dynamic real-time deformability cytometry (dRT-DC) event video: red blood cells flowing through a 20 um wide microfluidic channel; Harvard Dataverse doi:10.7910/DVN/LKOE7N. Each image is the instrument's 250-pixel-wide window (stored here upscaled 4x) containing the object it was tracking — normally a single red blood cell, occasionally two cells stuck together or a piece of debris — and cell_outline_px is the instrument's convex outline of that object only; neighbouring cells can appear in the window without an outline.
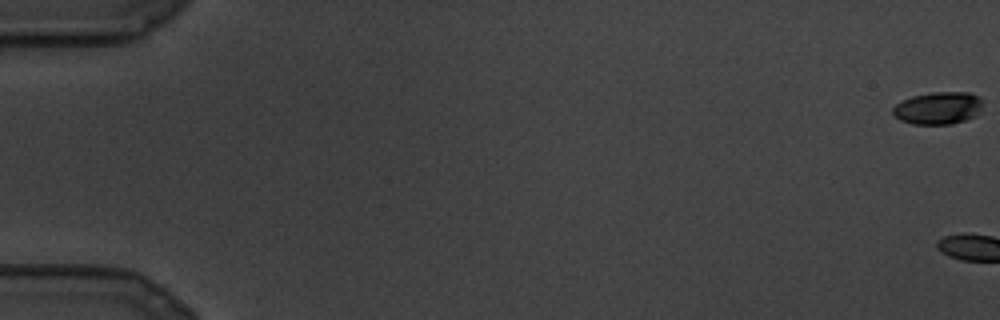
{"species": "common noctule bat (a hibernating species)", "species_latin": "Nyctalus noctula", "temperature_condition": "cold", "stored_images_in_passage": 13, "camera_frame_rate_fps": 3000, "um_per_image_px": 0.085, "animal": {"sex": "male", "body_mass_g": 19.5, "forearm_length_mm": 54.6}, "frame": {"image": 1, "passage_image": 1, "time_ms": 0.0, "image_size_px": [1000, 320], "cell_outline_px": [[984, 100], [980, 112], [976, 116], [968, 120], [952, 124], [912, 124], [900, 120], [892, 112], [892, 108], [896, 104], [912, 96], [932, 92], [968, 92]], "centroid_in_image_um": [79.78, 9.19], "position_along_channel_um": 5.2, "area_um2": 17.17}}
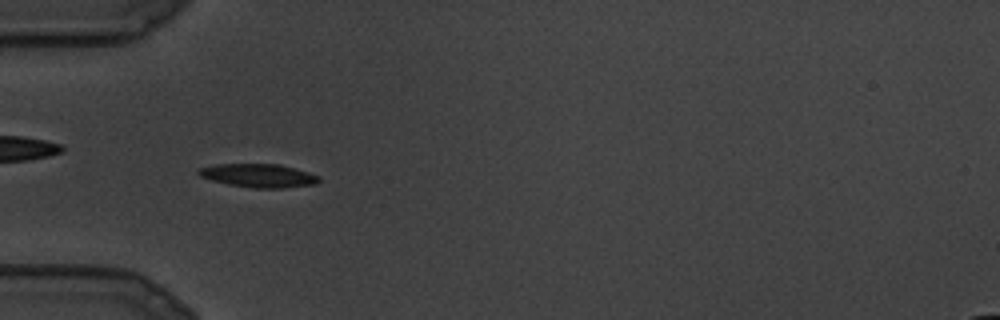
{"frame": {"image": 2, "passage_image": 11, "time_ms": 3.333, "image_size_px": [1000, 320], "cell_outline_px": [[320, 180], [316, 184], [284, 188], [252, 188], [228, 184], [212, 180], [200, 176], [196, 172], [200, 168], [216, 164], [280, 164], [308, 172], [320, 176]], "centroid_in_image_um": [22.0, 14.93], "position_along_channel_um": 63.0, "area_um2": 16.47}}
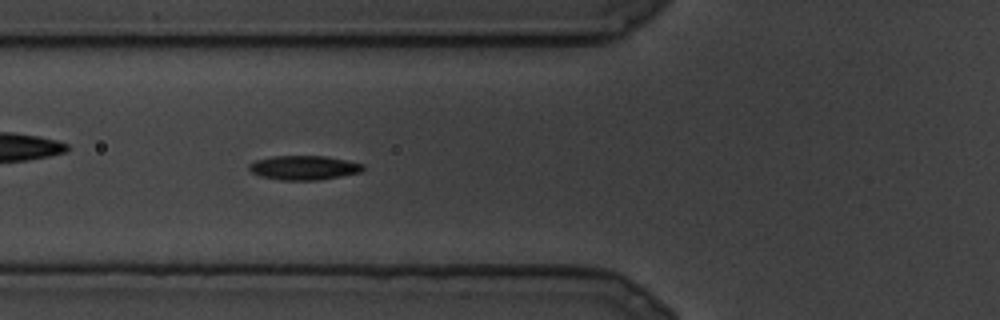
{"frame": {"image": 3, "passage_image": 13, "time_ms": 4.0, "image_size_px": [1000, 320], "cell_outline_px": [[364, 168], [360, 172], [340, 176], [316, 180], [280, 180], [260, 176], [252, 172], [248, 168], [248, 164], [256, 160], [272, 156], [328, 156], [364, 164]], "centroid_in_image_um": [25.81, 14.25], "position_along_channel_um": 100.0, "area_um2": 16.07}}